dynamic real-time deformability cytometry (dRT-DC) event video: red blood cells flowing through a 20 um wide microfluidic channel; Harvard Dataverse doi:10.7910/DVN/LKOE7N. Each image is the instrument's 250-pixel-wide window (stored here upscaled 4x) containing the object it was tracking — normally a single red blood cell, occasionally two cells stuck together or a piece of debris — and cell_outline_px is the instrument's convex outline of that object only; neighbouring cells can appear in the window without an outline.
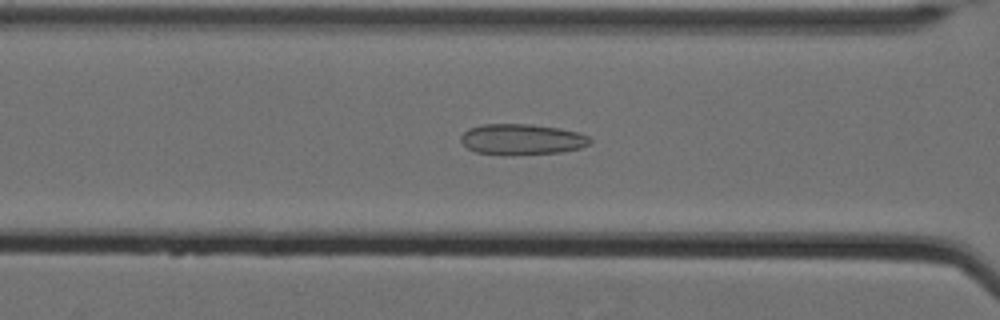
{"species": "Egyptian fruit bat (a non-hibernating species)", "species_latin": "Rousettus aegyptiacus", "temperature_condition": "cold", "stored_images_in_passage": 44, "camera_frame_rate_fps": 3000, "um_per_image_px": 0.085, "animal": {"sex": "female"}, "frame": {"image": 1, "passage_image": 12, "time_ms": 3.667, "image_size_px": [1000, 320], "cell_outline_px": [[592, 140], [588, 144], [580, 148], [560, 152], [504, 156], [476, 152], [468, 148], [460, 140], [460, 136], [468, 128], [484, 124], [532, 124], [560, 128], [580, 132], [588, 136]], "centroid_in_image_um": [44.35, 11.85], "position_along_channel_um": 122.3, "area_um2": 23.47}}
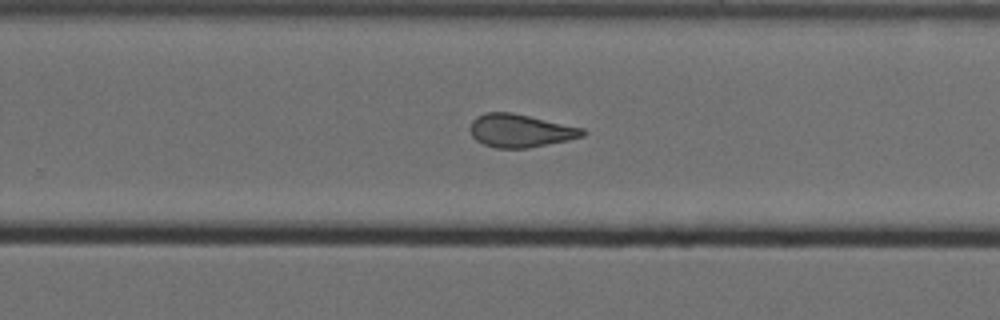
{"frame": {"image": 2, "passage_image": 26, "time_ms": 8.333, "image_size_px": [1000, 320], "cell_outline_px": [[584, 136], [568, 140], [528, 148], [496, 148], [484, 144], [476, 140], [472, 136], [468, 128], [472, 120], [476, 116], [484, 112], [512, 112], [584, 128]], "centroid_in_image_um": [44.18, 11.1], "position_along_channel_um": 285.6, "area_um2": 21.79}}
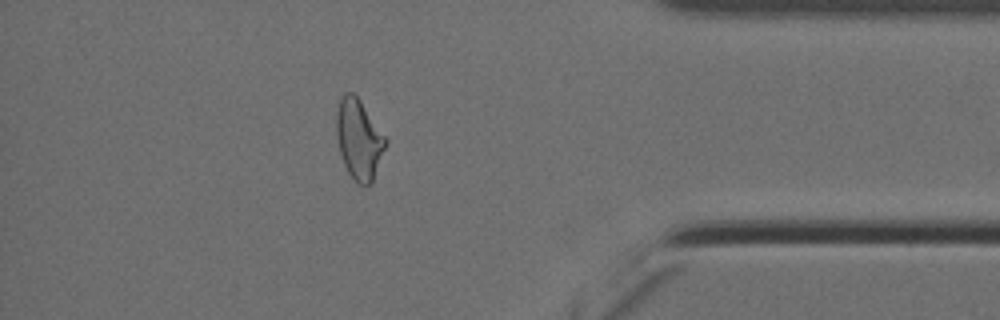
{"frame": {"image": 3, "passage_image": 38, "time_ms": 12.333, "image_size_px": [1000, 320], "cell_outline_px": [[388, 144], [372, 184], [356, 184], [348, 172], [344, 164], [340, 152], [336, 136], [336, 116], [340, 100], [344, 92], [352, 92], [360, 100], [388, 140]], "centroid_in_image_um": [30.53, 11.87], "position_along_channel_um": 404.7, "area_um2": 23.06}, "authors_computed_cell_mechanics": {"area_um2": 22.5131, "velocity_mm_per_s": 3.5024, "shape_relaxation_time_tau1_ms": null, "shape_relaxation_time_tau2_ms": 1.9905, "deformation_change_tau1": null, "deformation_change_tau2": 0.1069}}